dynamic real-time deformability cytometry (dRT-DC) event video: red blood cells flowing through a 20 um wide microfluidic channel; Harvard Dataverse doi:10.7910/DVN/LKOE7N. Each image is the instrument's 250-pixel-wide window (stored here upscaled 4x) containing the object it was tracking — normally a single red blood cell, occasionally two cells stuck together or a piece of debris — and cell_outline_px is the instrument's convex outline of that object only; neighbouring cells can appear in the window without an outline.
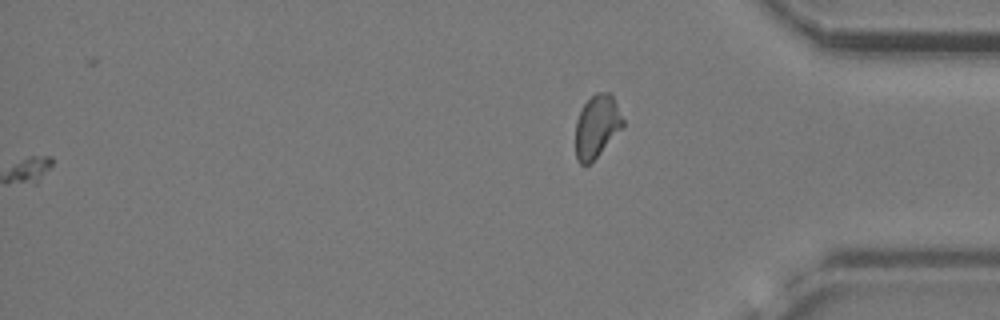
{"species": "common noctule bat (a hibernating species)", "species_latin": "Nyctalus noctula", "temperature_condition": "cold", "stored_images_in_passage": 59, "camera_frame_rate_fps": 3000, "um_per_image_px": 0.085, "animal": {"sex": "female", "body_mass_g": 24.6, "forearm_length_mm": 56.2}, "frame": {"image": 1, "passage_image": 59, "time_ms": 19.333, "image_size_px": [1000, 320], "cell_outline_px": [[624, 128], [584, 168], [576, 160], [576, 120], [584, 104], [596, 92], [608, 92], [612, 96], [624, 120]], "centroid_in_image_um": [50.73, 10.76], "position_along_channel_um": 384.5, "area_um2": 17.22}}